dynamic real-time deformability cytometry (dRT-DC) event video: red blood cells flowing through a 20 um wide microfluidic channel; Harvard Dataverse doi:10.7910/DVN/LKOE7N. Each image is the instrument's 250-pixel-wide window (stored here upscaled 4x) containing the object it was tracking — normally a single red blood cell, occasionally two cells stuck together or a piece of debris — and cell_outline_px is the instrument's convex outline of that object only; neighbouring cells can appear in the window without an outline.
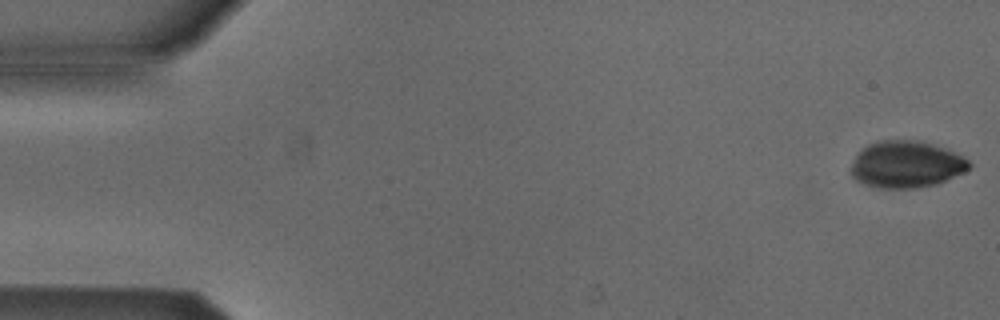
{"species": "Egyptian fruit bat (a non-hibernating species)", "species_latin": "Rousettus aegyptiacus", "temperature_condition": "cold", "stored_images_in_passage": 5, "camera_frame_rate_fps": 3000, "um_per_image_px": 0.085, "animal": {"sex": "male"}, "frame": {"image": 1, "passage_image": 1, "time_ms": 0.0, "image_size_px": [1000, 320], "cell_outline_px": [[972, 164], [964, 172], [936, 184], [916, 188], [876, 188], [864, 184], [856, 180], [852, 176], [852, 164], [856, 156], [868, 144], [880, 140], [920, 140], [944, 148], [968, 160]], "centroid_in_image_um": [77.02, 13.98], "position_along_channel_um": 8.0, "area_um2": 31.96}}
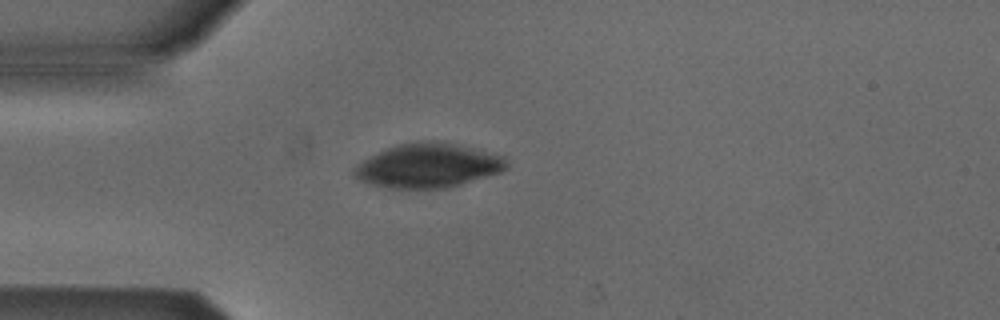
{"frame": {"image": 2, "passage_image": 4, "time_ms": 1.0, "image_size_px": [1000, 320], "cell_outline_px": [[508, 168], [500, 172], [460, 184], [444, 188], [388, 188], [372, 184], [360, 180], [352, 172], [352, 168], [364, 160], [388, 148], [400, 144], [436, 140], [504, 156], [508, 160]], "centroid_in_image_um": [36.4, 14.09], "position_along_channel_um": 48.6, "area_um2": 38.49}}